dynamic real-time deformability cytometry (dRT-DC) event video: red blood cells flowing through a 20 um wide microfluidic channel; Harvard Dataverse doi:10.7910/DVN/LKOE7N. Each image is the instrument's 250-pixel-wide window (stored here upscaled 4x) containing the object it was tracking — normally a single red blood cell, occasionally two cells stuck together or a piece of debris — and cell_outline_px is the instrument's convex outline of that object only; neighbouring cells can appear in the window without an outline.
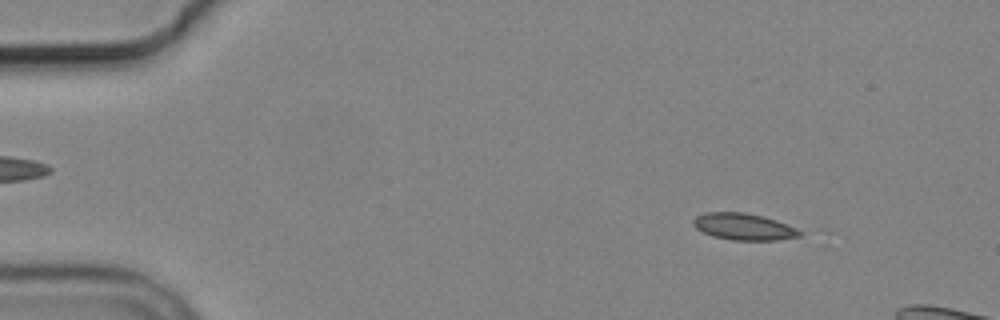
{"species": "common noctule bat (a hibernating species)", "species_latin": "Nyctalus noctula", "temperature_condition": "cold", "stored_images_in_passage": 5, "camera_frame_rate_fps": 3000, "um_per_image_px": 0.085, "animal": {"sex": "male", "body_mass_g": 19.2, "forearm_length_mm": 51.8}, "frame": {"image": 1, "passage_image": 3, "time_ms": 2.333, "image_size_px": [1000, 320], "cell_outline_px": [[804, 232], [800, 236], [776, 240], [732, 240], [712, 236], [696, 228], [692, 224], [692, 220], [696, 216], [704, 212], [744, 212], [764, 216], [776, 220], [796, 228]], "centroid_in_image_um": [63.2, 19.26], "position_along_channel_um": 21.8, "area_um2": 16.65}}
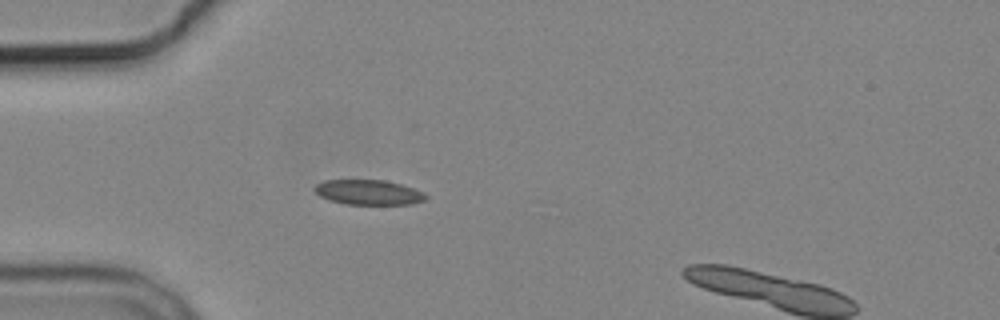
{"frame": {"image": 2, "passage_image": 4, "time_ms": 5.333, "image_size_px": [1000, 320], "cell_outline_px": [[428, 196], [424, 200], [412, 204], [344, 204], [328, 200], [320, 196], [312, 188], [316, 184], [324, 180], [384, 180], [400, 184], [424, 192]], "centroid_in_image_um": [31.29, 16.35], "position_along_channel_um": 53.7, "area_um2": 16.18}}